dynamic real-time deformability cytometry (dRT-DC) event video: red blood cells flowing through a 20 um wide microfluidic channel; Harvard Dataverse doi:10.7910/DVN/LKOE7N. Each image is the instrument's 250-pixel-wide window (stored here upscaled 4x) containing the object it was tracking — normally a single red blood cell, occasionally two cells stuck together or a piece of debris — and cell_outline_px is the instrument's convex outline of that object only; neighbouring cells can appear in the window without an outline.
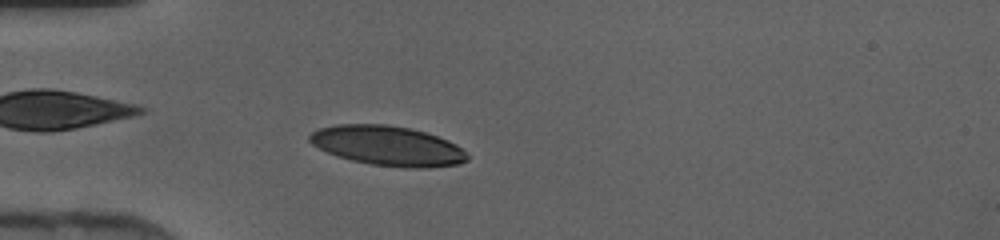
{"species": "human", "species_latin": "Homo sapiens", "temperature_condition": "cold", "stored_images_in_passage": 42, "camera_frame_rate_fps": 3000, "um_per_image_px": 0.085, "donor": {"sex": "female"}, "frame": {"image": 1, "passage_image": 10, "time_ms": 3.0, "image_size_px": [1000, 240], "cell_outline_px": [[468, 160], [460, 164], [424, 168], [404, 168], [372, 164], [352, 160], [336, 156], [312, 144], [308, 140], [308, 136], [312, 132], [320, 128], [336, 124], [384, 124], [408, 128], [424, 132], [448, 140], [456, 144], [468, 156]], "centroid_in_image_um": [32.94, 12.39], "position_along_channel_um": 52.1, "area_um2": 36.36}}
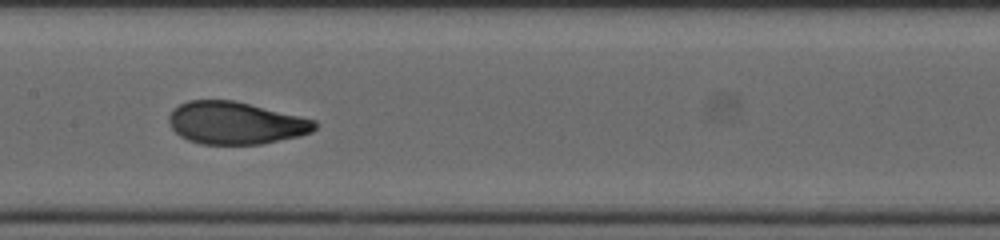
{"frame": {"image": 2, "passage_image": 20, "time_ms": 6.333, "image_size_px": [1000, 240], "cell_outline_px": [[316, 128], [312, 132], [300, 136], [260, 144], [200, 144], [188, 140], [180, 136], [172, 128], [168, 120], [168, 116], [172, 108], [188, 100], [232, 100], [316, 120]], "centroid_in_image_um": [19.99, 10.46], "position_along_channel_um": 187.4, "area_um2": 35.95}}
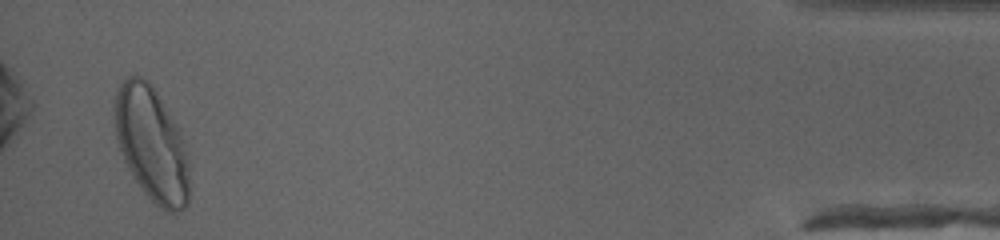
{"frame": {"image": 3, "passage_image": 41, "time_ms": 13.333, "image_size_px": [1000, 240], "cell_outline_px": [[188, 204], [184, 208], [176, 212], [164, 212], [144, 192], [132, 176], [124, 160], [116, 136], [112, 108], [112, 104], [116, 92], [120, 84], [128, 76], [136, 72], [148, 80], [152, 84], [180, 128], [188, 160]], "centroid_in_image_um": [12.86, 12.18], "position_along_channel_um": 422.3, "area_um2": 50.4}}